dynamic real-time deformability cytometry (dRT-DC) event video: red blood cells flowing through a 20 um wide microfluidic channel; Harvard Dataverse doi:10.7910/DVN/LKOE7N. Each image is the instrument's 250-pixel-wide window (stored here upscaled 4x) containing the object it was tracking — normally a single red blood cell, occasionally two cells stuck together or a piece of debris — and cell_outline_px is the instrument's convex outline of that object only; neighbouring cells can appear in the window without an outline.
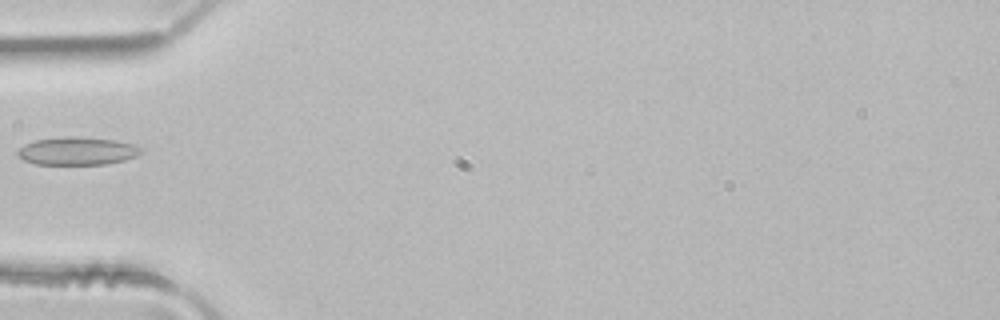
{"species": "common noctule bat (a hibernating species)", "species_latin": "Nyctalus noctula", "temperature_condition": "room temperature", "stored_images_in_passage": 2, "camera_frame_rate_fps": 3000, "um_per_image_px": 0.085, "animal": {"sex": "male", "body_mass_g": 21.5, "forearm_length_mm": 52.0}, "frame": {"image": 1, "passage_image": 2, "time_ms": 0.333, "image_size_px": [1000, 320], "cell_outline_px": [[140, 152], [136, 156], [124, 160], [104, 164], [36, 164], [24, 160], [16, 152], [24, 144], [36, 140], [68, 136], [76, 136], [116, 140], [132, 144], [140, 148]], "centroid_in_image_um": [6.54, 12.83], "position_along_channel_um": 78.5, "area_um2": 19.83}}